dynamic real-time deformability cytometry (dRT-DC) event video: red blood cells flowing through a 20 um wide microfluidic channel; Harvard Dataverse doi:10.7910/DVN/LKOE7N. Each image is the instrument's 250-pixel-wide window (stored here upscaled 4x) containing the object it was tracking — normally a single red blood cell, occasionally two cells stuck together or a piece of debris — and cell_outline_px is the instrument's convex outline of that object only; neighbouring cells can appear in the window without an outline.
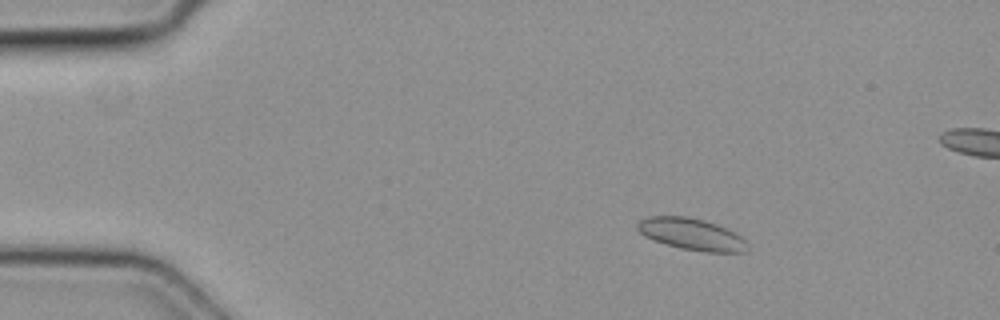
{"species": "common noctule bat (a hibernating species)", "species_latin": "Nyctalus noctula", "temperature_condition": "cold", "stored_images_in_passage": 6, "camera_frame_rate_fps": 3000, "um_per_image_px": 0.085, "animal": {"sex": "female", "body_mass_g": 19.3, "forearm_length_mm": 54.1}, "frame": {"image": 1, "passage_image": 2, "time_ms": 0.333, "image_size_px": [1000, 320], "cell_outline_px": [[744, 252], [704, 252], [680, 248], [644, 236], [636, 228], [636, 224], [640, 220], [648, 216], [688, 216], [704, 220], [716, 224], [736, 232], [744, 240]], "centroid_in_image_um": [58.74, 19.88], "position_along_channel_um": 26.3, "area_um2": 20.06}}
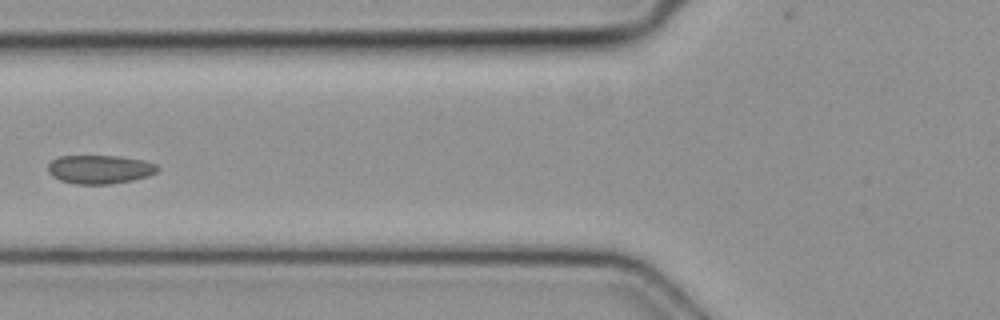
{"frame": {"image": 2, "passage_image": 5, "time_ms": 1.333, "image_size_px": [1000, 320], "cell_outline_px": [[160, 168], [156, 172], [148, 176], [132, 180], [108, 184], [76, 184], [60, 180], [52, 176], [48, 172], [48, 164], [52, 160], [60, 156], [120, 156], [144, 160], [156, 164]], "centroid_in_image_um": [8.48, 14.39], "position_along_channel_um": 117.3, "area_um2": 18.32}}
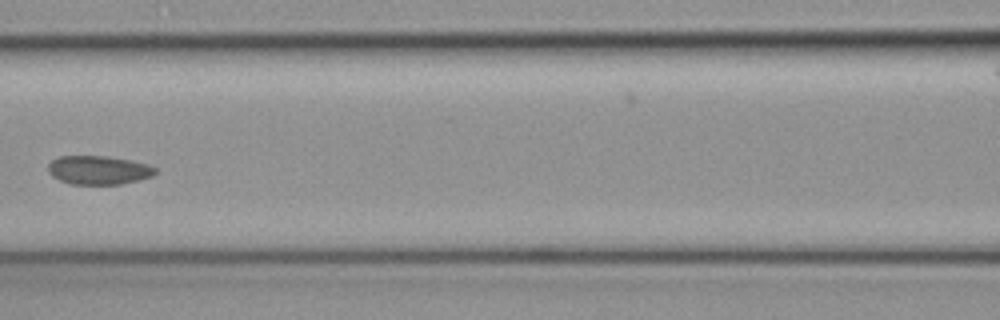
{"frame": {"image": 3, "passage_image": 6, "time_ms": 1.667, "image_size_px": [1000, 320], "cell_outline_px": [[156, 172], [152, 176], [140, 180], [120, 184], [68, 184], [52, 176], [48, 172], [48, 164], [52, 160], [60, 156], [108, 156], [132, 160], [148, 164], [156, 168]], "centroid_in_image_um": [8.38, 14.45], "position_along_channel_um": 158.2, "area_um2": 18.09}}